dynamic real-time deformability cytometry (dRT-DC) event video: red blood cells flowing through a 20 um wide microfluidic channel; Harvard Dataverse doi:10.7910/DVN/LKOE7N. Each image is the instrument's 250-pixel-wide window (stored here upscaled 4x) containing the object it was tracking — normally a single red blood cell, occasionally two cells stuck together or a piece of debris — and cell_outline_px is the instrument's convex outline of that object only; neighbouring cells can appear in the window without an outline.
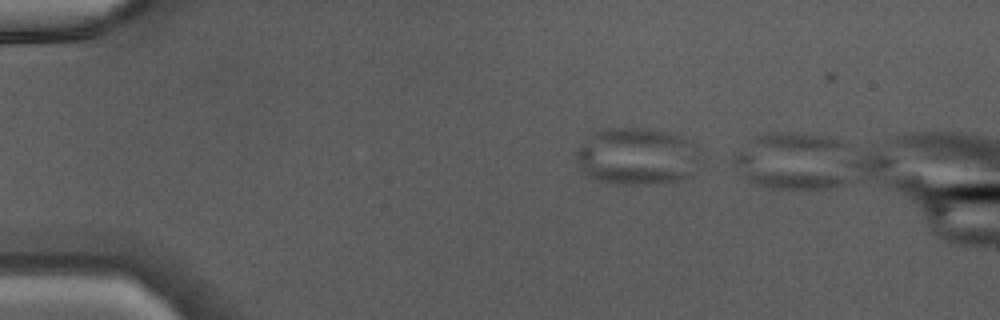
{"species": "Egyptian fruit bat (a non-hibernating species)", "species_latin": "Rousettus aegyptiacus", "temperature_condition": "warm", "stored_images_in_passage": 6, "camera_frame_rate_fps": 3000, "um_per_image_px": 0.085, "animal": {"sex": "male"}, "frame": {"image": 1, "passage_image": 2, "time_ms": 0.333, "image_size_px": [1000, 320], "cell_outline_px": [[704, 164], [680, 180], [652, 184], [624, 184], [600, 180], [588, 176], [584, 172], [572, 152], [576, 148], [600, 128], [648, 128], [668, 132], [684, 136]], "centroid_in_image_um": [54.13, 13.28], "position_along_channel_um": 30.9, "area_um2": 41.33}}